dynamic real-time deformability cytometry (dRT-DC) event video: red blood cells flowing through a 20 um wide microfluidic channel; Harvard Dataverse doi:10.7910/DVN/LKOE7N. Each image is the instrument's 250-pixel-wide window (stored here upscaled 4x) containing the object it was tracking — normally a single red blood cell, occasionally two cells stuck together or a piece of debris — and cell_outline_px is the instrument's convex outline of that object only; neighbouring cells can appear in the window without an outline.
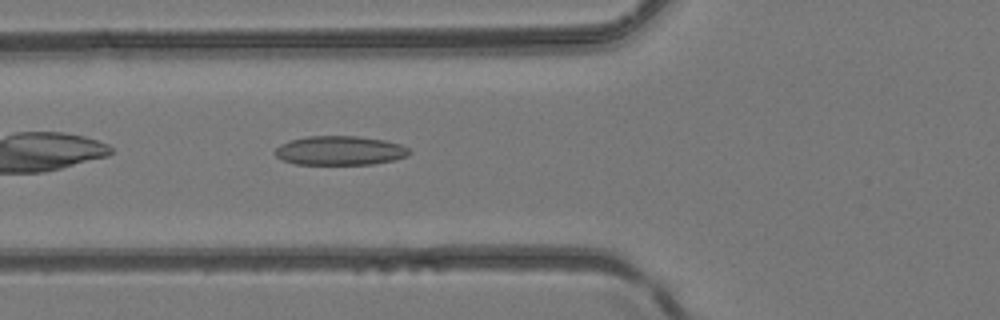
{"species": "common noctule bat (a hibernating species)", "species_latin": "Nyctalus noctula", "temperature_condition": "room temperature", "stored_images_in_passage": 16, "camera_frame_rate_fps": 3000, "um_per_image_px": 0.085, "animal": {"sex": "female", "body_mass_g": 24.6, "forearm_length_mm": 56.2}, "frame": {"image": 1, "passage_image": 5, "time_ms": 1.333, "image_size_px": [1000, 320], "cell_outline_px": [[412, 152], [408, 156], [392, 160], [372, 164], [296, 164], [284, 160], [276, 156], [272, 152], [280, 144], [292, 140], [308, 136], [356, 136], [384, 140], [400, 144], [408, 148]], "centroid_in_image_um": [28.89, 12.8], "position_along_channel_um": 96.9, "area_um2": 22.72}}
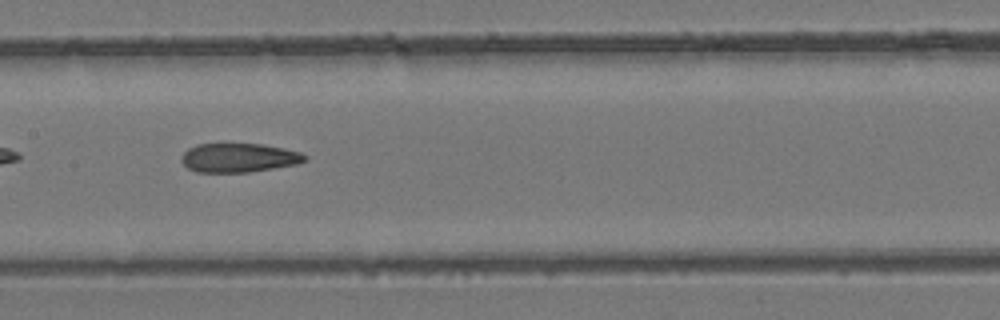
{"frame": {"image": 2, "passage_image": 11, "time_ms": 3.333, "image_size_px": [1000, 320], "cell_outline_px": [[308, 160], [296, 164], [248, 172], [196, 172], [188, 168], [180, 160], [180, 156], [188, 148], [196, 144], [260, 144], [284, 148], [300, 152], [308, 156]], "centroid_in_image_um": [20.28, 13.4], "position_along_channel_um": 187.1, "area_um2": 20.87}}